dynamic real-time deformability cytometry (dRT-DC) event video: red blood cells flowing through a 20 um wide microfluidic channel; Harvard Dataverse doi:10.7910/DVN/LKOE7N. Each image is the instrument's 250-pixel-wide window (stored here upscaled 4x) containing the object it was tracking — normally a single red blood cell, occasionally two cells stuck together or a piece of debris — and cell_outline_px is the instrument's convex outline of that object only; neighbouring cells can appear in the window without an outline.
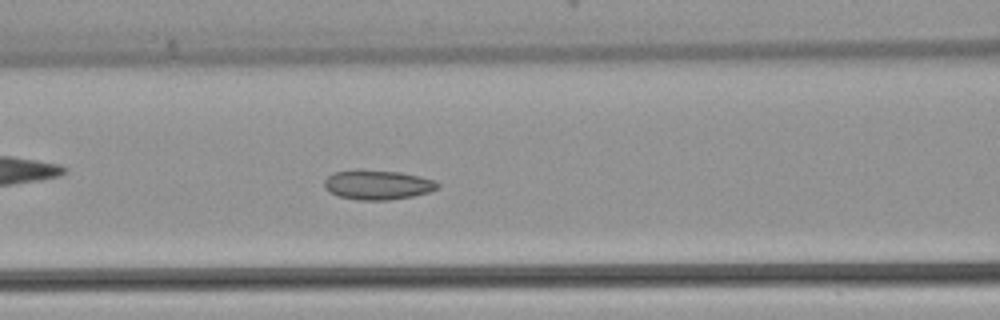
{"species": "common noctule bat (a hibernating species)", "species_latin": "Nyctalus noctula", "temperature_condition": "warm", "stored_images_in_passage": 32, "camera_frame_rate_fps": 3000, "um_per_image_px": 0.085, "animal": {"sex": "female", "body_mass_g": 22.7, "forearm_length_mm": 54.2}, "frame": {"image": 1, "passage_image": 5, "time_ms": 1.333, "image_size_px": [1000, 320], "cell_outline_px": [[440, 188], [428, 192], [412, 196], [388, 200], [360, 200], [340, 196], [328, 192], [324, 188], [324, 180], [332, 172], [400, 172], [420, 176], [432, 180], [440, 184]], "centroid_in_image_um": [32.11, 15.74], "position_along_channel_um": 134.5, "area_um2": 18.84}}
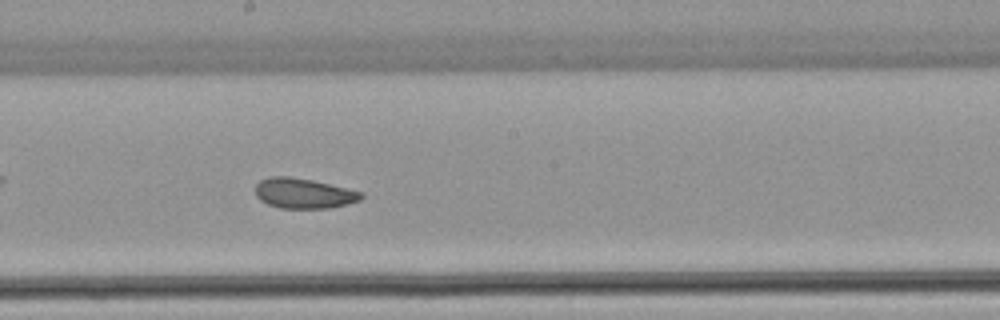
{"frame": {"image": 2, "passage_image": 11, "time_ms": 3.333, "image_size_px": [1000, 320], "cell_outline_px": [[364, 196], [360, 200], [348, 204], [332, 208], [280, 208], [268, 204], [260, 200], [256, 196], [256, 184], [260, 180], [272, 176], [288, 176], [312, 180], [364, 192]], "centroid_in_image_um": [25.83, 16.44], "position_along_channel_um": 222.4, "area_um2": 18.67}}
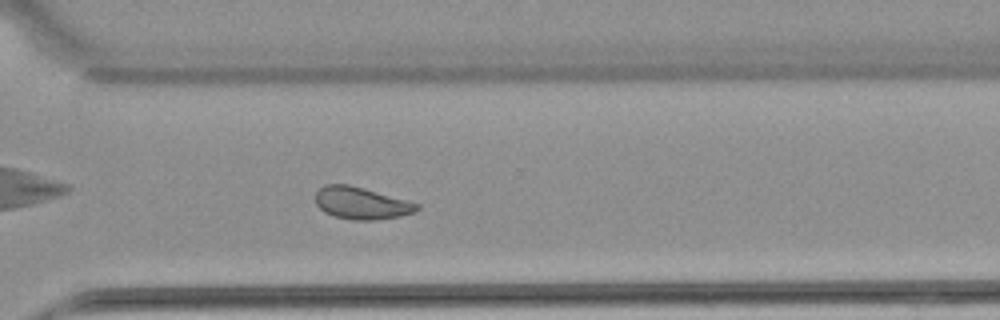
{"frame": {"image": 3, "passage_image": 19, "time_ms": 6.0, "image_size_px": [1000, 320], "cell_outline_px": [[420, 208], [416, 212], [400, 216], [376, 220], [352, 220], [332, 216], [324, 212], [316, 204], [316, 192], [324, 184], [348, 184], [364, 188], [420, 204]], "centroid_in_image_um": [30.71, 17.27], "position_along_channel_um": 339.9, "area_um2": 19.07}}